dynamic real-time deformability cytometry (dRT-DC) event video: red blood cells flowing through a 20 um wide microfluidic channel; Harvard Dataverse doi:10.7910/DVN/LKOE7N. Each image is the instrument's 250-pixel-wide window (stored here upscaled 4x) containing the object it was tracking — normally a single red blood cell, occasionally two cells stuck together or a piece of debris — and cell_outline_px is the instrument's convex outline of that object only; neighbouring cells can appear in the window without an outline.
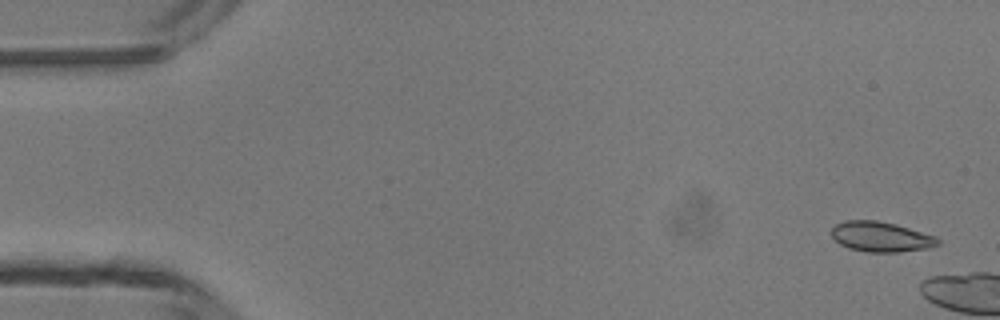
{"species": "common noctule bat (a hibernating species)", "species_latin": "Nyctalus noctula", "temperature_condition": "room temperature", "stored_images_in_passage": 3, "camera_frame_rate_fps": 3000, "um_per_image_px": 0.085, "animal": {"sex": "male", "body_mass_g": 13.3}, "frame": {"image": 1, "passage_image": 1, "time_ms": 0.0, "image_size_px": [1000, 320], "cell_outline_px": [[940, 244], [928, 248], [900, 252], [868, 252], [848, 248], [840, 244], [832, 236], [832, 228], [836, 224], [844, 220], [876, 220], [896, 224], [936, 236], [940, 240]], "centroid_in_image_um": [74.89, 20.12], "position_along_channel_um": 10.1, "area_um2": 18.73}}